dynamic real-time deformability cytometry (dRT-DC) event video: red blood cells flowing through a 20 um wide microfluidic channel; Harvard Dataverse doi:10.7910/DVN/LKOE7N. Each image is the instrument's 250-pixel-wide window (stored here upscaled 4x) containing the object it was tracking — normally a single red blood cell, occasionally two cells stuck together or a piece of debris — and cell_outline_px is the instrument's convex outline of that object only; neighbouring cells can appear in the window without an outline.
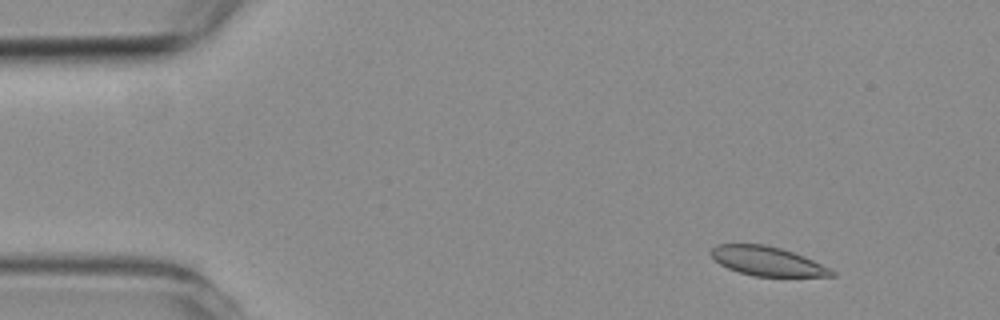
{"species": "common noctule bat (a hibernating species)", "species_latin": "Nyctalus noctula", "temperature_condition": "room temperature", "stored_images_in_passage": 5, "camera_frame_rate_fps": 3000, "um_per_image_px": 0.085, "animal": {"sex": "female", "body_mass_g": 19.3, "forearm_length_mm": 54.1}, "frame": {"image": 1, "passage_image": 1, "time_ms": 0.0, "image_size_px": [1000, 320], "cell_outline_px": [[836, 276], [752, 276], [728, 268], [720, 264], [712, 256], [712, 248], [720, 244], [764, 244], [780, 248], [804, 256], [836, 272]], "centroid_in_image_um": [65.22, 22.2], "position_along_channel_um": 19.8, "area_um2": 20.11}}
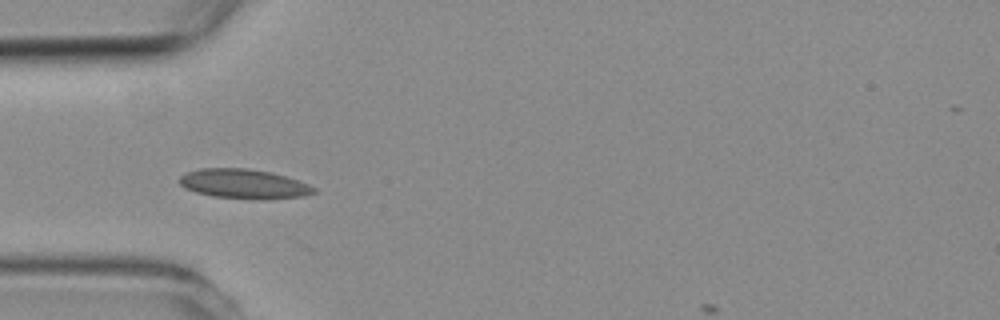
{"frame": {"image": 2, "passage_image": 4, "time_ms": 3.333, "image_size_px": [1000, 320], "cell_outline_px": [[316, 192], [304, 196], [264, 200], [256, 200], [212, 196], [196, 192], [184, 188], [176, 180], [180, 176], [188, 172], [200, 168], [248, 168], [272, 172], [308, 184], [316, 188]], "centroid_in_image_um": [20.71, 15.64], "position_along_channel_um": 64.3, "area_um2": 23.35}}